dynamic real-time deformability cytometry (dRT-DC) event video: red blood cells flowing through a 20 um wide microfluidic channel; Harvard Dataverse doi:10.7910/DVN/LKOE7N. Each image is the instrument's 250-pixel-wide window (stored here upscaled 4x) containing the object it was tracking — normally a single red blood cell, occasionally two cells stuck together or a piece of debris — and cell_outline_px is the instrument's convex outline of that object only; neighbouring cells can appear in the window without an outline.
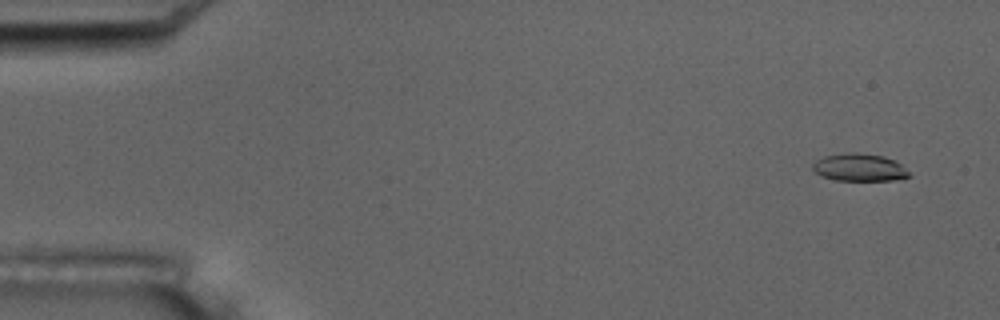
{"species": "common noctule bat (a hibernating species)", "species_latin": "Nyctalus noctula", "temperature_condition": "room temperature", "stored_images_in_passage": 6, "camera_frame_rate_fps": 3000, "um_per_image_px": 0.085, "animal": {"sex": "male", "body_mass_g": 17.5, "forearm_length_mm": 52.3}, "frame": {"image": 1, "passage_image": 2, "time_ms": 1.0, "image_size_px": [1000, 320], "cell_outline_px": [[912, 176], [892, 180], [836, 180], [820, 176], [812, 168], [812, 164], [816, 160], [824, 156], [848, 152], [856, 152], [884, 156], [896, 160]], "centroid_in_image_um": [73.03, 14.22], "position_along_channel_um": 12.0, "area_um2": 15.49}}
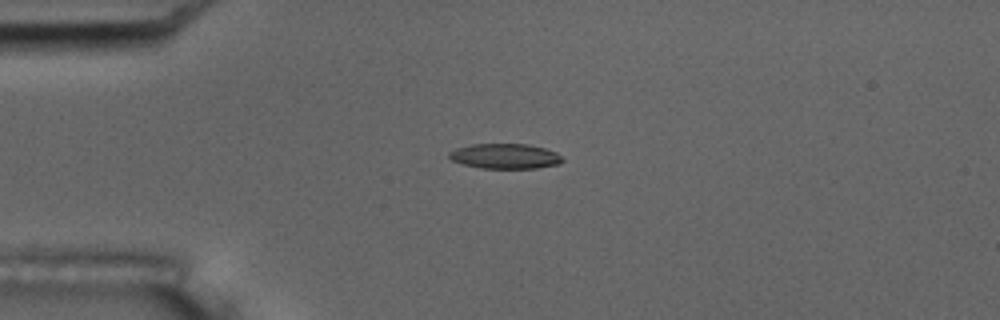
{"frame": {"image": 2, "passage_image": 5, "time_ms": 4.667, "image_size_px": [1000, 320], "cell_outline_px": [[564, 160], [560, 164], [536, 168], [480, 168], [464, 164], [452, 160], [448, 156], [448, 152], [456, 148], [472, 144], [528, 144], [544, 148], [556, 152]], "centroid_in_image_um": [42.93, 13.27], "position_along_channel_um": 42.1, "area_um2": 16.53}}